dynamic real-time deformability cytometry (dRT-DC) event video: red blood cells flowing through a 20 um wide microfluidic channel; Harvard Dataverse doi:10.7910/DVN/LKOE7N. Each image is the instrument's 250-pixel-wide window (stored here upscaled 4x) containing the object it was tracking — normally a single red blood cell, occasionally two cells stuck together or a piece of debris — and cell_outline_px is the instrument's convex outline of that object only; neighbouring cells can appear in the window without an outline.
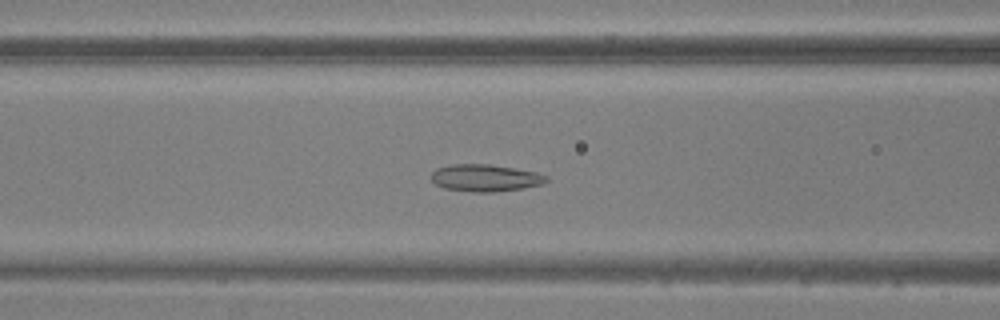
{"species": "common noctule bat (a hibernating species)", "species_latin": "Nyctalus noctula", "temperature_condition": "warm", "stored_images_in_passage": 47, "camera_frame_rate_fps": 3000, "um_per_image_px": 0.085, "animal": {"sex": "male", "body_mass_g": 20.5, "forearm_length_mm": 52.5}, "frame": {"image": 1, "passage_image": 18, "time_ms": 5.667, "image_size_px": [1000, 320], "cell_outline_px": [[548, 180], [544, 184], [524, 188], [496, 192], [472, 192], [444, 188], [436, 184], [432, 180], [432, 172], [436, 168], [452, 164], [488, 164], [536, 172], [548, 176]], "centroid_in_image_um": [41.26, 15.13], "position_along_channel_um": 125.3, "area_um2": 18.21}}
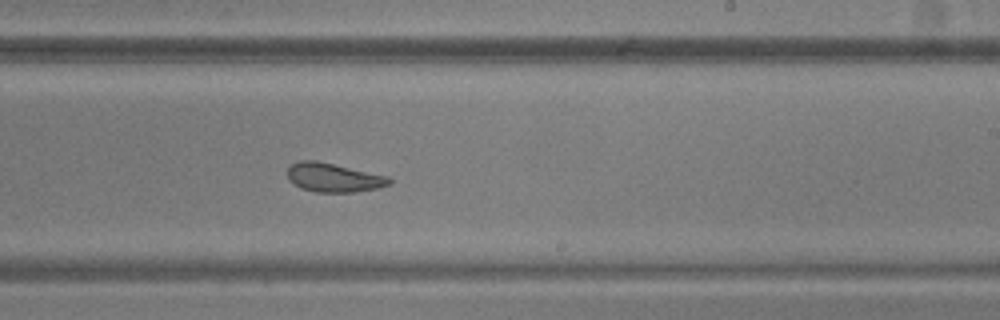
{"frame": {"image": 2, "passage_image": 28, "time_ms": 9.0, "image_size_px": [1000, 320], "cell_outline_px": [[392, 184], [376, 188], [356, 192], [316, 192], [300, 188], [288, 180], [288, 168], [292, 164], [300, 160], [316, 160], [388, 176], [392, 180]], "centroid_in_image_um": [28.35, 15.1], "position_along_channel_um": 260.6, "area_um2": 17.17}}
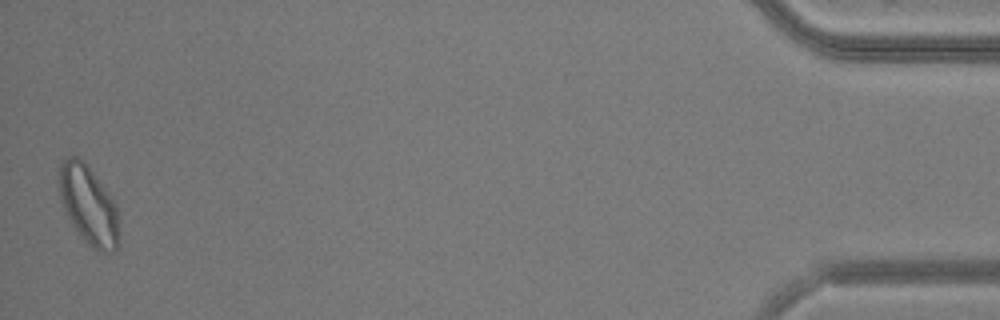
{"frame": {"image": 3, "passage_image": 47, "time_ms": 15.333, "image_size_px": [1000, 320], "cell_outline_px": [[120, 224], [116, 252], [100, 252], [92, 248], [88, 244], [72, 224], [60, 200], [56, 172], [56, 168], [60, 160], [68, 156], [80, 156], [88, 164], [108, 192], [116, 204]], "centroid_in_image_um": [7.49, 17.35], "position_along_channel_um": 427.7, "area_um2": 28.38}}